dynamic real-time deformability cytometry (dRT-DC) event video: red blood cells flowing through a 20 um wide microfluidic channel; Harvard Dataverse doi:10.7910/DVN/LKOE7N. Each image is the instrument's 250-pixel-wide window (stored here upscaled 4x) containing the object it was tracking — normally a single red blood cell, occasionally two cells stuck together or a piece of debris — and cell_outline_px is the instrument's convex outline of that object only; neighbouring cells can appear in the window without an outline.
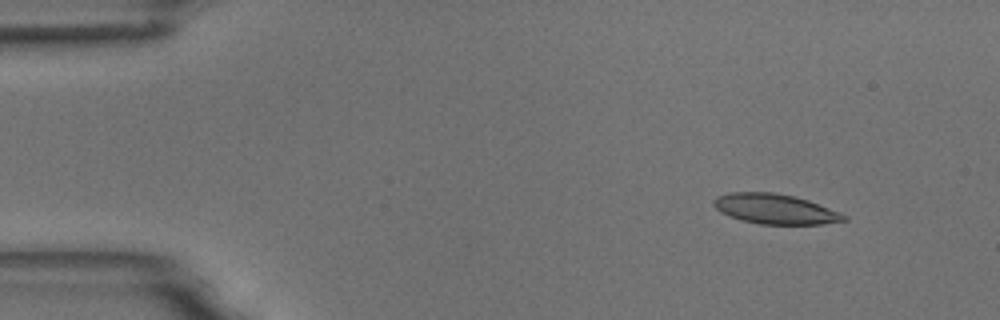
{"species": "common noctule bat (a hibernating species)", "species_latin": "Nyctalus noctula", "temperature_condition": "room temperature", "stored_images_in_passage": 5, "segment_of_instrument_passage": [1, 2], "camera_frame_rate_fps": 3000, "um_per_image_px": 0.085, "animal": {"sex": "male", "body_mass_g": 18.8}, "frame": {"image": 1, "passage_image": 2, "time_ms": 1.0, "image_size_px": [1000, 320], "cell_outline_px": [[848, 220], [820, 224], [760, 224], [744, 220], [720, 212], [712, 204], [712, 200], [716, 196], [732, 192], [772, 192], [792, 196], [808, 200], [848, 216]], "centroid_in_image_um": [65.86, 17.76], "position_along_channel_um": 19.1, "area_um2": 22.48}}